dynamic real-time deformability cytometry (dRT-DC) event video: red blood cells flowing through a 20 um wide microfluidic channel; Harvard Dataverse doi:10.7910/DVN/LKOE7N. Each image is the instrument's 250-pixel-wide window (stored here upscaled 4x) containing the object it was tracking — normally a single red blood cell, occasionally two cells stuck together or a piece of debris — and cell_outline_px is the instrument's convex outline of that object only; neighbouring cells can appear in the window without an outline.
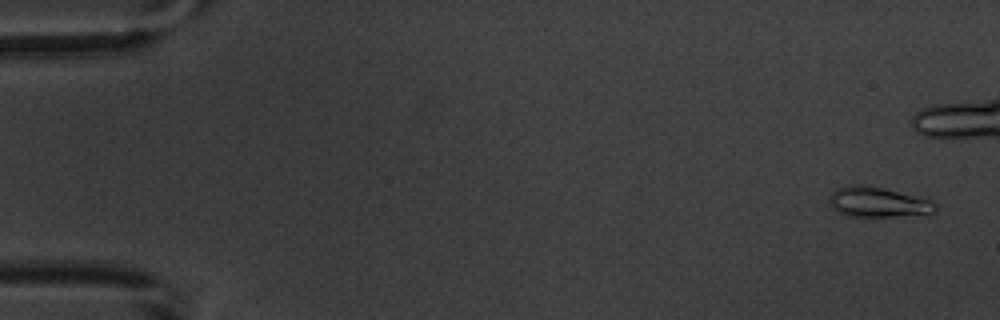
{"species": "common noctule bat (a hibernating species)", "species_latin": "Nyctalus noctula", "temperature_condition": "warm", "stored_images_in_passage": 6, "camera_frame_rate_fps": 3000, "um_per_image_px": 0.085, "animal": {"sex": "male", "body_mass_g": 20.1, "forearm_length_mm": 53.5}, "frame": {"image": 1, "passage_image": 1, "time_ms": 0.0, "image_size_px": [1000, 320], "cell_outline_px": [[936, 212], [896, 216], [848, 216], [840, 212], [828, 200], [828, 196], [832, 192], [848, 184], [864, 184], [884, 188], [928, 200], [936, 204]], "centroid_in_image_um": [74.59, 17.16], "position_along_channel_um": 10.4, "area_um2": 18.15}}